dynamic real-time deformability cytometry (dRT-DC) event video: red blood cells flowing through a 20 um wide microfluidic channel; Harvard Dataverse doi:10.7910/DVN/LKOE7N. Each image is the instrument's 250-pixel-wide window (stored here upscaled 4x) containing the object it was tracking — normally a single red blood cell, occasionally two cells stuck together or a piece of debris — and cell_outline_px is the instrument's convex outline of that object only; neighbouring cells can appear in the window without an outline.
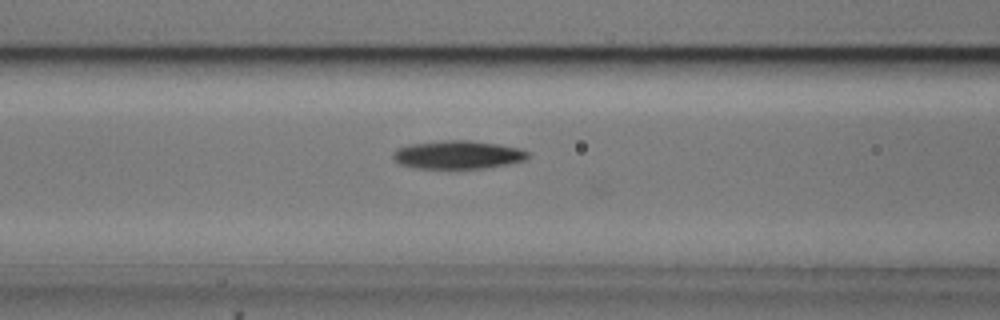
{"species": "common noctule bat (a hibernating species)", "species_latin": "Nyctalus noctula", "temperature_condition": "cold", "stored_images_in_passage": 24, "camera_frame_rate_fps": 3000, "um_per_image_px": 0.085, "animal": {"sex": "male", "body_mass_g": 20.5, "forearm_length_mm": 52.5}, "frame": {"image": 1, "passage_image": 5, "time_ms": 1.333, "image_size_px": [1000, 320], "cell_outline_px": [[528, 156], [524, 160], [508, 164], [484, 168], [416, 168], [400, 164], [392, 156], [392, 152], [396, 148], [408, 144], [440, 140], [468, 140], [500, 144], [520, 148], [528, 152]], "centroid_in_image_um": [38.89, 13.14], "position_along_channel_um": 127.7, "area_um2": 22.31}}